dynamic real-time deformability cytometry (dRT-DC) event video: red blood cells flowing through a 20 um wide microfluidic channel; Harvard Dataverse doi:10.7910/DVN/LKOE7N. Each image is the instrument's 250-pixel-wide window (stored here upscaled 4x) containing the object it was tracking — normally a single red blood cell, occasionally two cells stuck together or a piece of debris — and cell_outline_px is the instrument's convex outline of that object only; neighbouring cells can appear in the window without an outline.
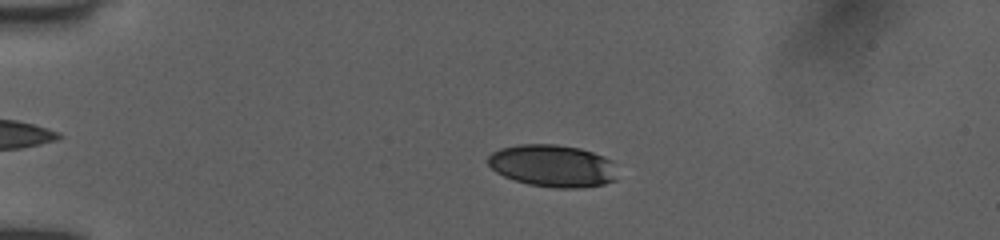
{"species": "human", "species_latin": "Homo sapiens", "temperature_condition": "room temperature", "stored_images_in_passage": 53, "camera_frame_rate_fps": 3000, "um_per_image_px": 0.085, "donor": {"sex": "female"}, "frame": {"image": 1, "passage_image": 13, "time_ms": 4.0, "image_size_px": [1000, 240], "cell_outline_px": [[616, 180], [604, 184], [580, 188], [556, 188], [528, 184], [504, 176], [496, 172], [488, 164], [488, 156], [492, 152], [500, 148], [520, 144], [556, 144], [580, 148], [604, 156], [612, 160]], "centroid_in_image_um": [46.97, 14.09], "position_along_channel_um": 38.0, "area_um2": 31.85}}
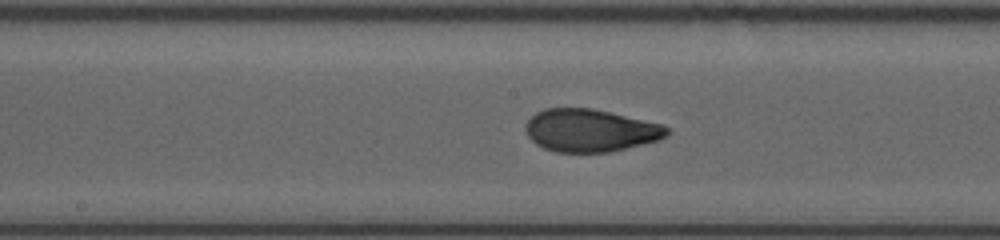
{"frame": {"image": 2, "passage_image": 29, "time_ms": 9.333, "image_size_px": [1000, 240], "cell_outline_px": [[672, 132], [668, 136], [660, 140], [608, 152], [556, 152], [544, 148], [536, 144], [528, 136], [524, 128], [528, 120], [536, 112], [544, 108], [592, 108], [664, 124]], "centroid_in_image_um": [50.2, 11.08], "position_along_channel_um": 198.0, "area_um2": 35.32}}
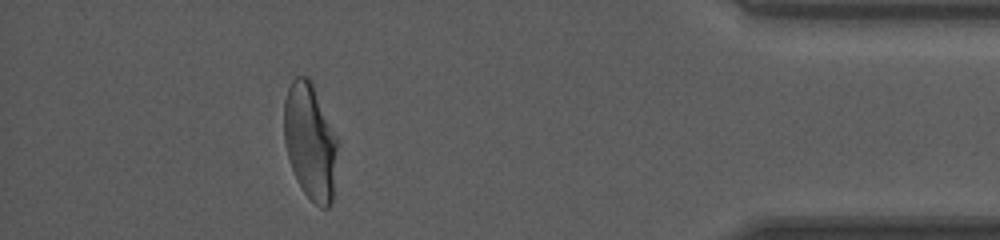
{"frame": {"image": 3, "passage_image": 48, "time_ms": 15.667, "image_size_px": [1000, 240], "cell_outline_px": [[340, 144], [332, 204], [328, 208], [320, 208], [304, 192], [292, 168], [288, 156], [284, 140], [284, 100], [288, 88], [292, 80], [296, 76], [308, 76], [312, 80], [340, 140]], "centroid_in_image_um": [26.42, 12.0], "position_along_channel_um": 408.8, "area_um2": 37.22}, "authors_computed_cell_mechanics": {"area_um2": 34.7378, "velocity_mm_per_s": 3.9989, "shape_relaxation_time_tau1_ms": 11.3234, "shape_relaxation_time_tau2_ms": 0.7671, "deformation_change_tau1": 0.3013, "deformation_change_tau2": 0.0596}}